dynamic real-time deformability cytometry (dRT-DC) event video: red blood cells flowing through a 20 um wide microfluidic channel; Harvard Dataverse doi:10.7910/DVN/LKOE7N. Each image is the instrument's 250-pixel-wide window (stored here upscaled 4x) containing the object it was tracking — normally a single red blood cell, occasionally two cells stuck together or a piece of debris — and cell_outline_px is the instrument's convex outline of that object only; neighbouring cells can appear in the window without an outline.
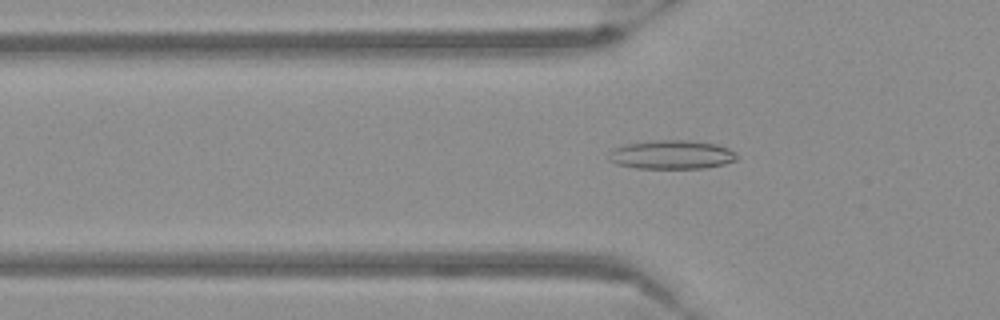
{"species": "Egyptian fruit bat (a non-hibernating species)", "species_latin": "Rousettus aegyptiacus", "temperature_condition": "warm", "stored_images_in_passage": 45, "camera_frame_rate_fps": 3000, "um_per_image_px": 0.085, "frame": {"image": 1, "passage_image": 9, "time_ms": 2.667, "image_size_px": [1000, 320], "cell_outline_px": [[736, 160], [724, 164], [704, 168], [636, 168], [616, 164], [608, 160], [608, 152], [612, 148], [628, 144], [656, 140], [688, 140], [716, 144], [728, 148], [736, 152]], "centroid_in_image_um": [57.06, 13.15], "position_along_channel_um": 68.7, "area_um2": 21.56}}
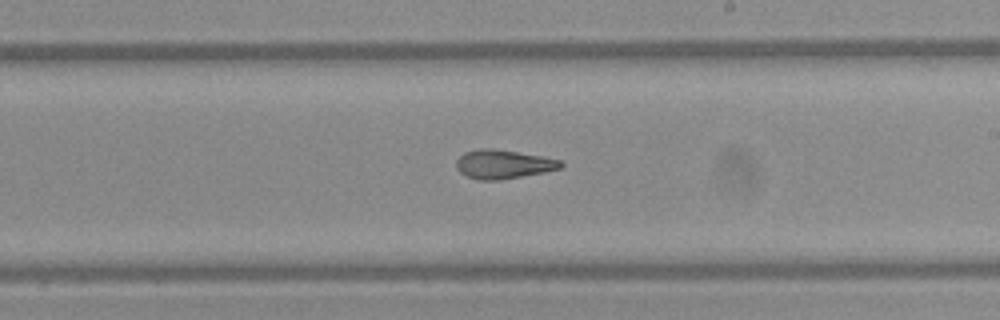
{"frame": {"image": 2, "passage_image": 23, "time_ms": 7.333, "image_size_px": [1000, 320], "cell_outline_px": [[564, 164], [560, 168], [544, 172], [500, 180], [480, 180], [468, 176], [460, 172], [456, 168], [456, 160], [464, 152], [480, 148], [492, 148], [544, 156], [564, 160]], "centroid_in_image_um": [42.8, 13.95], "position_along_channel_um": 246.2, "area_um2": 17.69}}
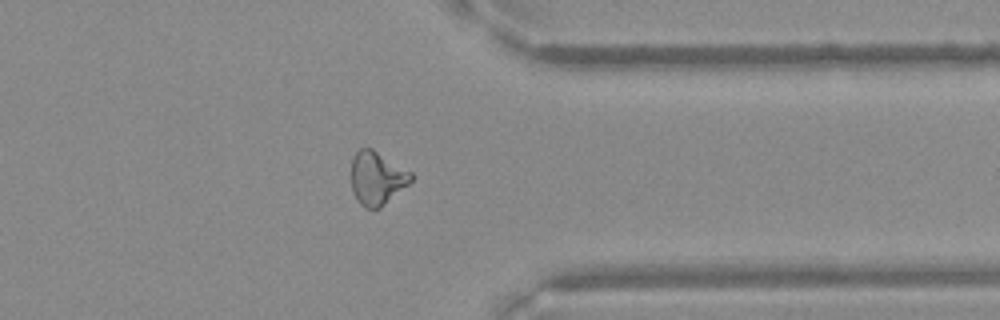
{"frame": {"image": 3, "passage_image": 34, "time_ms": 11.0, "image_size_px": [1000, 320], "cell_outline_px": [[412, 180], [408, 184], [380, 208], [364, 208], [356, 200], [352, 192], [352, 156], [360, 148], [372, 148], [412, 172]], "centroid_in_image_um": [32.02, 15.14], "position_along_channel_um": 379.4, "area_um2": 18.55}}